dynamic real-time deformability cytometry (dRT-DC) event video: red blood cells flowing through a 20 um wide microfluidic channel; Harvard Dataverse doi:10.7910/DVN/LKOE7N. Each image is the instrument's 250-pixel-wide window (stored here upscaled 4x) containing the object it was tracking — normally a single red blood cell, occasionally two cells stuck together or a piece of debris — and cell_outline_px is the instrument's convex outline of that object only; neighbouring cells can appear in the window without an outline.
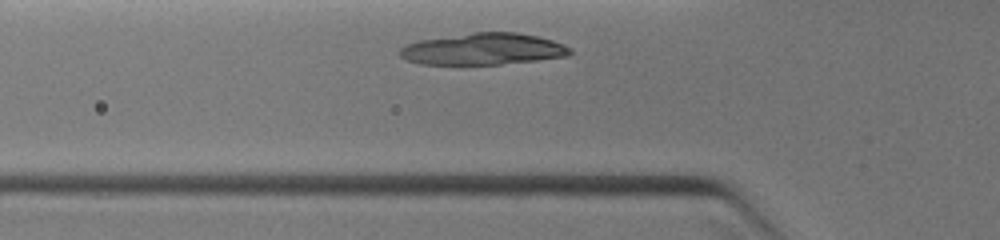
{"species": "common noctule bat (a hibernating species)", "species_latin": "Nyctalus noctula", "temperature_condition": "warm", "stored_images_in_passage": 20, "camera_frame_rate_fps": 3000, "um_per_image_px": 0.085, "animal": {"sex": "female", "body_mass_g": 19.0, "forearm_length_mm": 51.5}, "frame": {"image": 1, "passage_image": 2, "time_ms": 0.333, "image_size_px": [1000, 240], "cell_outline_px": [[572, 52], [568, 56], [536, 60], [500, 64], [420, 64], [408, 60], [400, 56], [396, 52], [404, 44], [420, 40], [472, 32], [516, 32], [536, 36], [552, 40], [564, 44], [572, 48]], "centroid_in_image_um": [41.05, 4.16], "position_along_channel_um": 84.7, "area_um2": 31.44}}
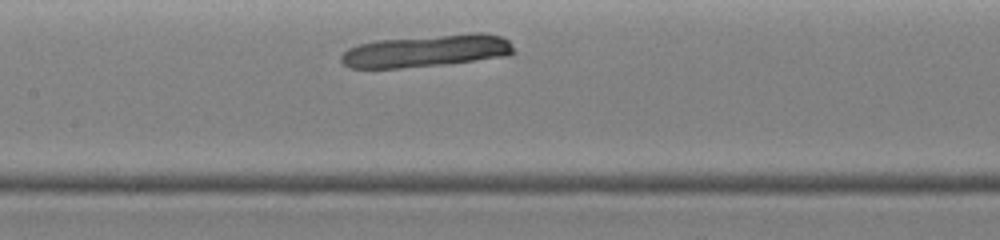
{"frame": {"image": 2, "passage_image": 7, "time_ms": 2.0, "image_size_px": [1000, 240], "cell_outline_px": [[516, 52], [508, 56], [452, 64], [400, 68], [348, 68], [340, 60], [340, 56], [348, 48], [360, 44], [376, 40], [472, 32], [484, 32], [500, 36], [508, 40], [512, 44]], "centroid_in_image_um": [36.3, 4.32], "position_along_channel_um": 171.1, "area_um2": 33.12}}
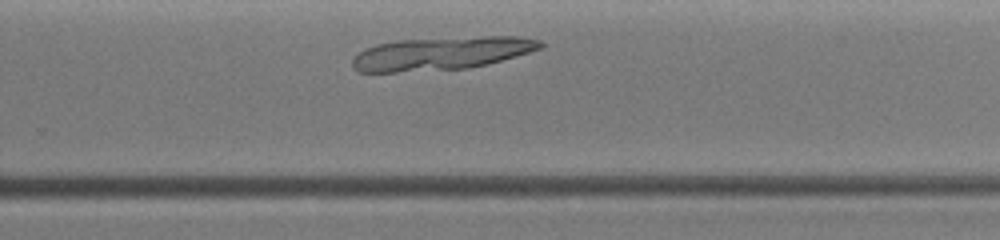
{"frame": {"image": 3, "passage_image": 14, "time_ms": 4.333, "image_size_px": [1000, 240], "cell_outline_px": [[544, 48], [488, 64], [468, 68], [396, 72], [356, 72], [352, 68], [352, 60], [364, 48], [380, 44], [400, 40], [484, 36], [520, 36], [540, 40], [544, 44]], "centroid_in_image_um": [37.56, 4.54], "position_along_channel_um": 292.2, "area_um2": 36.24}}